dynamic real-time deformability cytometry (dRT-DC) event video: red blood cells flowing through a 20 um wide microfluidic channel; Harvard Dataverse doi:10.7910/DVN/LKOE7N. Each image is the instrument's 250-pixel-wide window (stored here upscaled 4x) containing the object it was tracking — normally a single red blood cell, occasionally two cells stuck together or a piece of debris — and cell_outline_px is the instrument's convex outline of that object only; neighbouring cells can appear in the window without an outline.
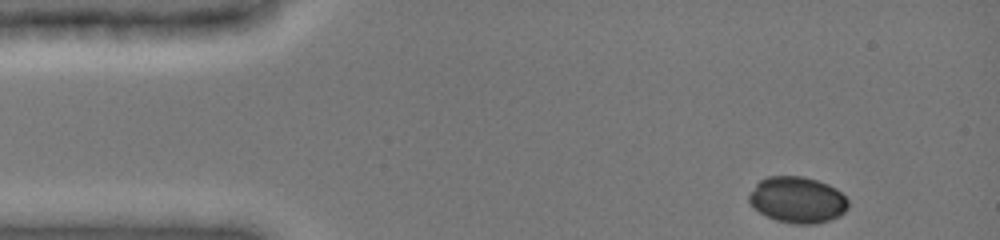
{"species": "common noctule bat (a hibernating species)", "species_latin": "Nyctalus noctula", "temperature_condition": "cold", "stored_images_in_passage": 39, "camera_frame_rate_fps": 3000, "um_per_image_px": 0.085, "animal": {"sex": "female", "body_mass_g": 19.0, "forearm_length_mm": 51.5}, "frame": {"image": 1, "passage_image": 1, "time_ms": 0.0, "image_size_px": [1000, 240], "cell_outline_px": [[848, 208], [840, 216], [816, 224], [796, 224], [776, 220], [752, 208], [748, 200], [748, 196], [756, 184], [760, 180], [768, 176], [800, 176], [816, 180], [828, 184], [836, 188], [848, 200]], "centroid_in_image_um": [67.78, 16.99], "position_along_channel_um": 17.2, "area_um2": 26.7}}
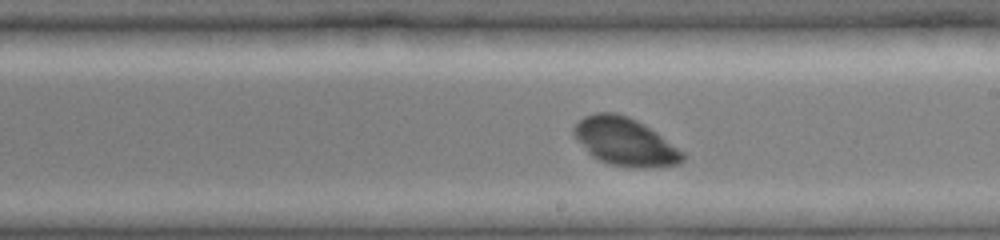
{"frame": {"image": 2, "passage_image": 24, "time_ms": 7.667, "image_size_px": [1000, 240], "cell_outline_px": [[688, 156], [680, 164], [652, 168], [632, 168], [608, 164], [592, 156], [588, 152], [572, 132], [572, 128], [584, 116], [596, 112], [616, 112], [628, 116], [644, 124], [656, 132], [684, 152]], "centroid_in_image_um": [53.16, 12.06], "position_along_channel_um": 235.8, "area_um2": 30.58}}
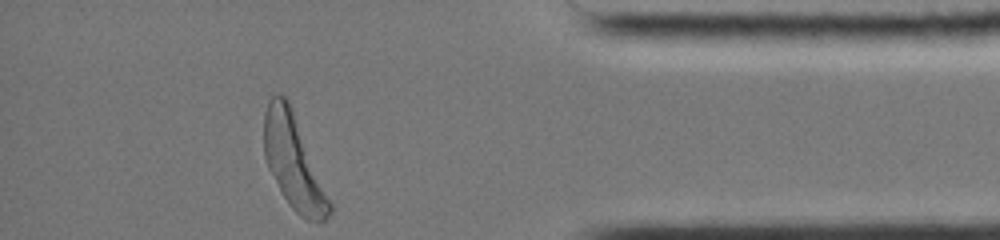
{"frame": {"image": 3, "passage_image": 39, "time_ms": 12.667, "image_size_px": [1000, 240], "cell_outline_px": [[332, 212], [320, 224], [308, 220], [300, 216], [288, 204], [268, 168], [264, 156], [264, 112], [268, 100], [272, 96], [288, 96], [332, 204]], "centroid_in_image_um": [24.95, 13.77], "position_along_channel_um": 410.2, "area_um2": 35.84}, "authors_computed_cell_mechanics": {"area_um2": 29.767, "velocity_mm_per_s": 3.9073, "shape_relaxation_time_tau1_ms": 1.272, "shape_relaxation_time_tau2_ms": null, "deformation_change_tau1": 0.0891, "deformation_change_tau2": null}}